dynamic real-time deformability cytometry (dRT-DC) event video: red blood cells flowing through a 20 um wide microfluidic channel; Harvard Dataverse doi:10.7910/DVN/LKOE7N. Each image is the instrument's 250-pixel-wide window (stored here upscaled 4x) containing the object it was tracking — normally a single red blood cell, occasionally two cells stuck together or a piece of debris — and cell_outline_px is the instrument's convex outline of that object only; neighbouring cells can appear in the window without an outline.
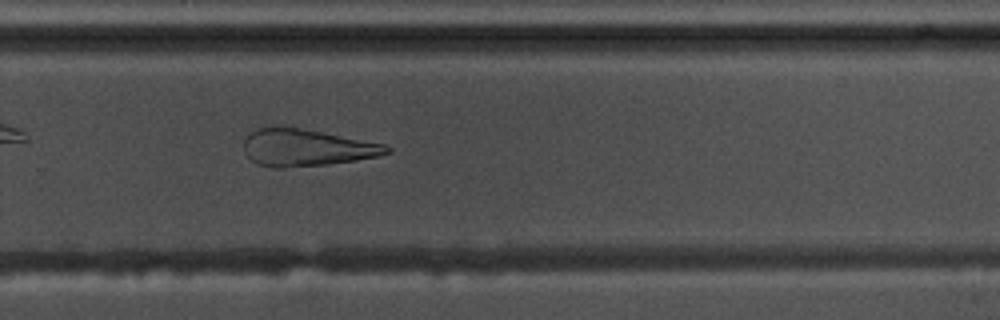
{"species": "common noctule bat (a hibernating species)", "species_latin": "Nyctalus noctula", "temperature_condition": "warm", "stored_images_in_passage": 42, "camera_frame_rate_fps": 3000, "um_per_image_px": 0.085, "animal": {"sex": "male", "body_mass_g": 17.5, "forearm_length_mm": 52.3}, "frame": {"image": 1, "passage_image": 24, "time_ms": 7.667, "image_size_px": [1000, 320], "cell_outline_px": [[392, 152], [380, 156], [356, 160], [328, 164], [284, 168], [272, 168], [256, 164], [244, 152], [244, 140], [252, 132], [260, 128], [300, 128], [384, 144], [392, 148]], "centroid_in_image_um": [26.07, 12.58], "position_along_channel_um": 303.7, "area_um2": 30.4}}